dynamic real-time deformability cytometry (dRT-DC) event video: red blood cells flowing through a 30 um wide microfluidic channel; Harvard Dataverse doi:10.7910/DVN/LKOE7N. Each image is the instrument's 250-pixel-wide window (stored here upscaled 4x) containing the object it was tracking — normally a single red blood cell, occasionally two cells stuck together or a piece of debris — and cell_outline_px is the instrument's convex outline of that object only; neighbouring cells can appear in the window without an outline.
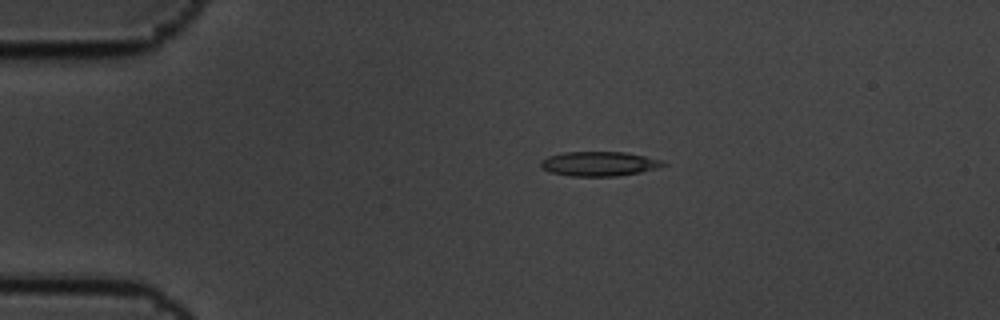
{"species": "common noctule bat (a hibernating species)", "species_latin": "Nyctalus noctula", "temperature_condition": "cold", "stored_images_in_passage": 10, "camera_frame_rate_fps": 3000, "um_per_image_px": 0.085, "animal": {"sex": "male", "body_mass_g": 19.5, "forearm_length_mm": 54.6}, "frame": {"image": 1, "passage_image": 2, "time_ms": 0.333, "image_size_px": [1000, 320], "cell_outline_px": [[668, 164], [656, 168], [640, 172], [616, 176], [568, 176], [548, 172], [540, 164], [540, 160], [548, 156], [564, 152], [624, 152], [664, 160]], "centroid_in_image_um": [50.91, 13.92], "position_along_channel_um": 34.1, "area_um2": 17.51}}
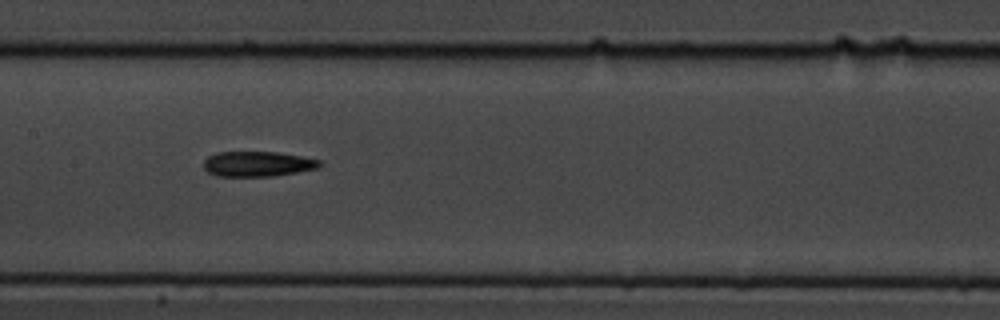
{"frame": {"image": 2, "passage_image": 7, "time_ms": 2.0, "image_size_px": [1000, 320], "cell_outline_px": [[324, 164], [316, 168], [276, 176], [216, 176], [208, 172], [204, 168], [204, 160], [208, 156], [216, 152], [276, 152], [300, 156], [320, 160]], "centroid_in_image_um": [21.88, 13.93], "position_along_channel_um": 185.5, "area_um2": 16.99}}
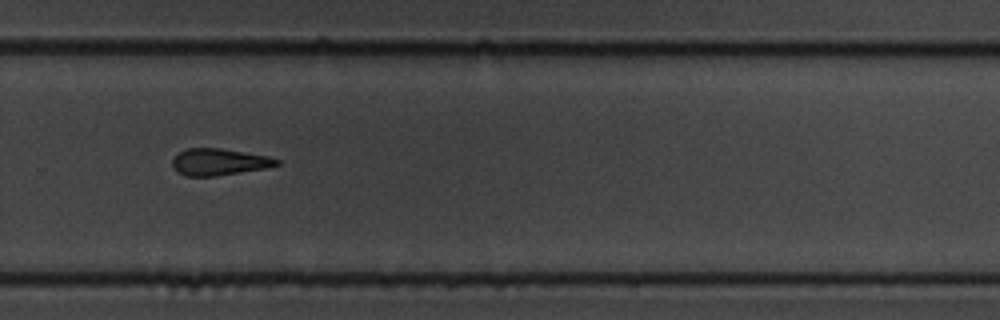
{"frame": {"image": 3, "passage_image": 10, "time_ms": 3.0, "image_size_px": [1000, 320], "cell_outline_px": [[280, 164], [268, 168], [212, 176], [184, 176], [176, 172], [172, 164], [172, 160], [180, 152], [188, 148], [220, 148], [268, 156], [280, 160]], "centroid_in_image_um": [18.62, 13.77], "position_along_channel_um": 311.2, "area_um2": 16.18}}